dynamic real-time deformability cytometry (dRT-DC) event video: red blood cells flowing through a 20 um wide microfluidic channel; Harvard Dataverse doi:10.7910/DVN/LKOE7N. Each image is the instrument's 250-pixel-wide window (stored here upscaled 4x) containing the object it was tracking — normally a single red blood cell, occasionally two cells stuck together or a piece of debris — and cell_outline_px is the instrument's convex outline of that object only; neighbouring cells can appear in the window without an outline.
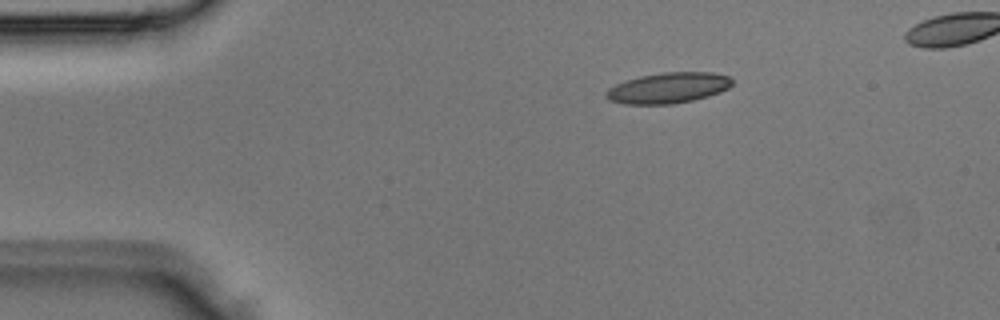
{"species": "Egyptian fruit bat (a non-hibernating species)", "species_latin": "Rousettus aegyptiacus", "temperature_condition": "room temperature", "stored_images_in_passage": 3, "camera_frame_rate_fps": 3000, "um_per_image_px": 0.085, "animal": {"sex": "male"}, "frame": {"image": 1, "passage_image": 1, "time_ms": 0.0, "image_size_px": [1000, 320], "cell_outline_px": [[732, 84], [728, 88], [720, 92], [708, 96], [692, 100], [672, 104], [624, 104], [608, 100], [604, 96], [608, 88], [624, 80], [640, 76], [664, 72], [712, 72], [728, 76], [732, 80]], "centroid_in_image_um": [56.76, 7.47], "position_along_channel_um": 28.2, "area_um2": 22.6}}